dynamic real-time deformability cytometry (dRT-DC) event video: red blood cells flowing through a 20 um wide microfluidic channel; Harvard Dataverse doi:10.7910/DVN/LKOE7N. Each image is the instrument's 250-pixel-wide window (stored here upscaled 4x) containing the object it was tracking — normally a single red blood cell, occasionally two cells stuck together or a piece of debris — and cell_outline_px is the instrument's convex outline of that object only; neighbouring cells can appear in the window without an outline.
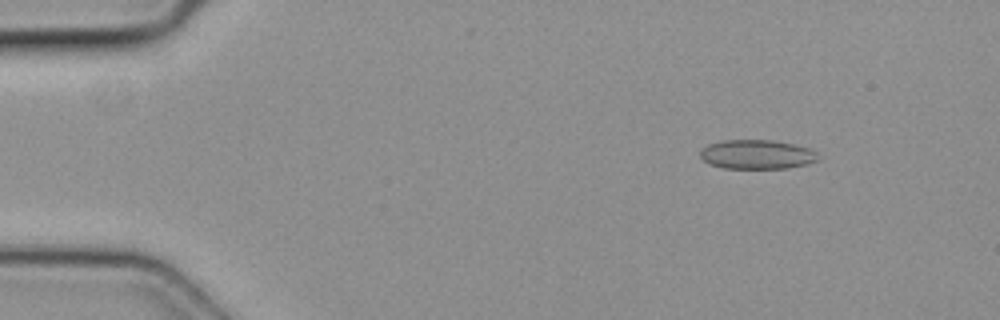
{"species": "common noctule bat (a hibernating species)", "species_latin": "Nyctalus noctula", "temperature_condition": "cold", "stored_images_in_passage": 53, "segment_of_instrument_passage": [1, 2], "camera_frame_rate_fps": 3000, "um_per_image_px": 0.085, "animal": {"sex": "female", "body_mass_g": 19.3, "forearm_length_mm": 54.1}, "frame": {"image": 1, "passage_image": 7, "time_ms": 2.0, "image_size_px": [1000, 320], "cell_outline_px": [[820, 160], [808, 164], [788, 168], [724, 168], [712, 164], [704, 160], [700, 156], [700, 148], [708, 144], [720, 140], [772, 140], [792, 144], [808, 148], [816, 152]], "centroid_in_image_um": [64.34, 13.12], "position_along_channel_um": 20.7, "area_um2": 20.11}}
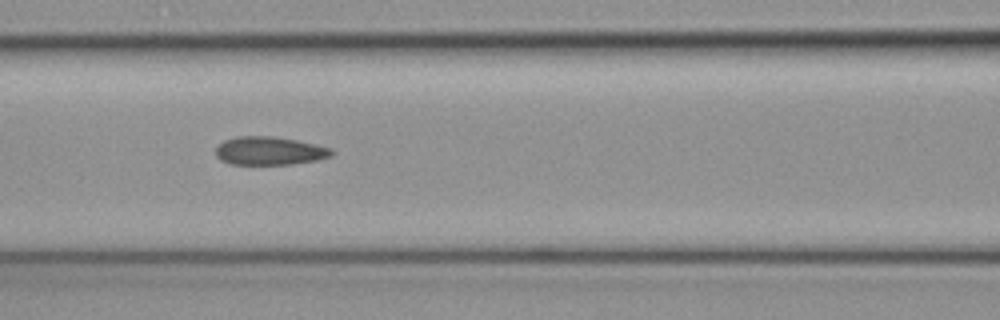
{"frame": {"image": 2, "passage_image": 23, "time_ms": 7.333, "image_size_px": [1000, 320], "cell_outline_px": [[336, 152], [332, 156], [316, 160], [292, 164], [232, 164], [220, 160], [216, 156], [216, 148], [224, 140], [236, 136], [272, 136], [296, 140], [332, 148]], "centroid_in_image_um": [22.92, 12.82], "position_along_channel_um": 143.7, "area_um2": 19.13}}
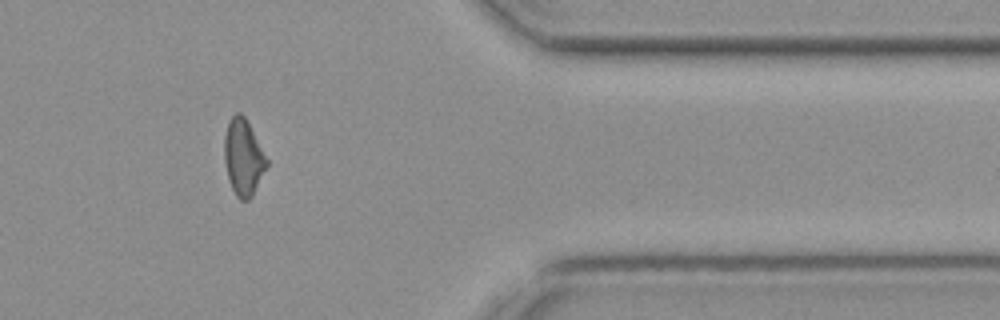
{"frame": {"image": 3, "passage_image": 43, "time_ms": 14.0, "image_size_px": [1000, 320], "cell_outline_px": [[268, 164], [252, 196], [248, 200], [240, 200], [236, 196], [228, 180], [224, 160], [224, 136], [228, 120], [236, 112], [240, 112], [244, 116], [268, 160]], "centroid_in_image_um": [20.65, 13.37], "position_along_channel_um": 390.7, "area_um2": 18.73}}